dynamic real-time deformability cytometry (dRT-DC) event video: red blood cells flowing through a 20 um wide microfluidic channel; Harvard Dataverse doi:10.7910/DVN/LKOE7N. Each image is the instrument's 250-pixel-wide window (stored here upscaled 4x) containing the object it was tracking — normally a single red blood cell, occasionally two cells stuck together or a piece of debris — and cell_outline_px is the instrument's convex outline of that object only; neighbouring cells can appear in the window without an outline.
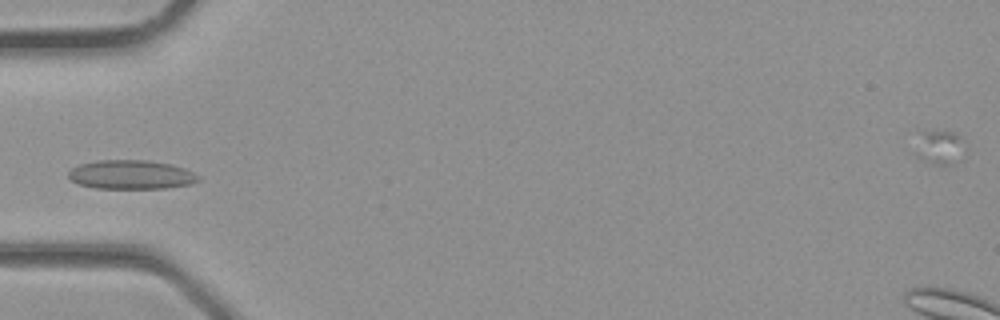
{"species": "common noctule bat (a hibernating species)", "species_latin": "Nyctalus noctula", "temperature_condition": "room temperature", "stored_images_in_passage": 1, "camera_frame_rate_fps": 3000, "um_per_image_px": 0.085, "animal": {"sex": "male", "body_mass_g": 23.1, "forearm_length_mm": 52.7}, "frame": {"image": 1, "passage_image": 1, "time_ms": 0.0, "image_size_px": [1000, 320], "cell_outline_px": [[200, 180], [192, 184], [164, 188], [96, 188], [80, 184], [72, 180], [68, 176], [68, 172], [72, 168], [80, 164], [100, 160], [148, 160], [172, 164], [184, 168], [200, 176]], "centroid_in_image_um": [11.18, 14.84], "position_along_channel_um": 73.8, "area_um2": 21.91}}